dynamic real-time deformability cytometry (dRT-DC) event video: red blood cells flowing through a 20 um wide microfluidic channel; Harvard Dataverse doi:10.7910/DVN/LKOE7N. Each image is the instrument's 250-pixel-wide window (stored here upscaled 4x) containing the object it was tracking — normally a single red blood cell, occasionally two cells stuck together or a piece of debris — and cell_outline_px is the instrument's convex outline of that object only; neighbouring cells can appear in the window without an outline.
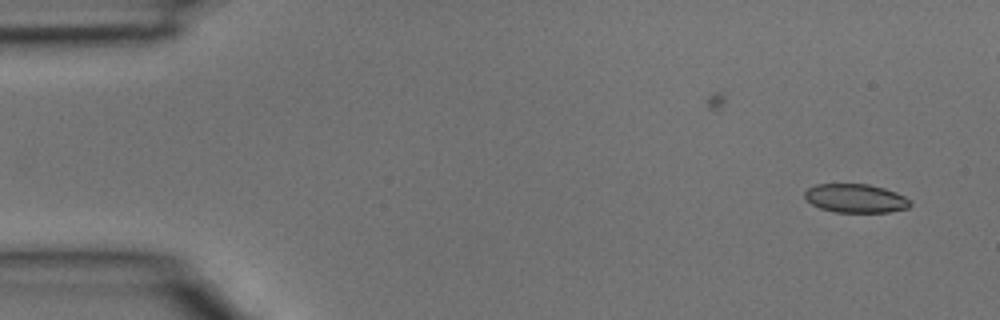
{"species": "common noctule bat (a hibernating species)", "species_latin": "Nyctalus noctula", "temperature_condition": "room temperature", "stored_images_in_passage": 4, "camera_frame_rate_fps": 3000, "um_per_image_px": 0.085, "animal": {"sex": "male", "body_mass_g": 15.6}, "frame": {"image": 1, "passage_image": 1, "time_ms": 0.0, "image_size_px": [1000, 320], "cell_outline_px": [[912, 204], [908, 208], [888, 212], [836, 212], [820, 208], [812, 204], [804, 196], [804, 192], [808, 188], [816, 184], [868, 184], [884, 188], [896, 192], [904, 196]], "centroid_in_image_um": [72.72, 16.85], "position_along_channel_um": 12.3, "area_um2": 17.57}}